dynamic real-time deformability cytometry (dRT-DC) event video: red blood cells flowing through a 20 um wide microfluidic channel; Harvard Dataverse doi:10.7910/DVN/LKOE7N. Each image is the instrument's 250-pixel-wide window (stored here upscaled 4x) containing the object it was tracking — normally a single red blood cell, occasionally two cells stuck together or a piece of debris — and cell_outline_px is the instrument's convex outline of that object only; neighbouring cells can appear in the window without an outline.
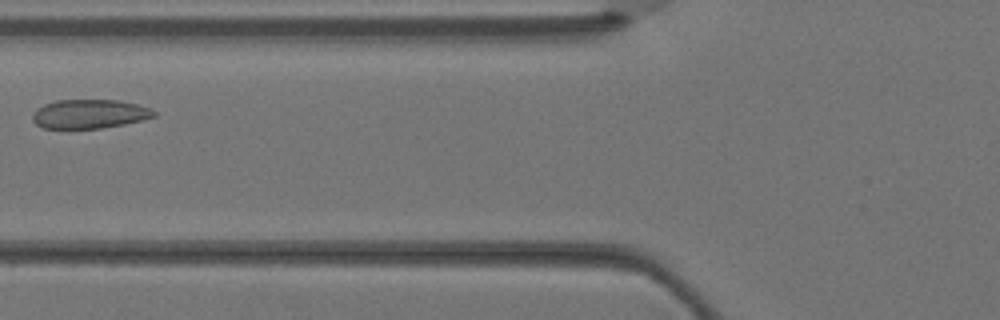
{"species": "Egyptian fruit bat (a non-hibernating species)", "species_latin": "Rousettus aegyptiacus", "temperature_condition": "warm", "stored_images_in_passage": 4, "camera_frame_rate_fps": 3000, "um_per_image_px": 0.085, "animal": {"sex": "female"}, "frame": {"image": 1, "passage_image": 4, "time_ms": 1.0, "image_size_px": [1000, 320], "cell_outline_px": [[156, 116], [124, 124], [104, 128], [68, 132], [44, 128], [36, 124], [32, 120], [32, 116], [36, 108], [44, 104], [56, 100], [120, 100], [136, 104], [148, 108], [156, 112]], "centroid_in_image_um": [7.52, 9.73], "position_along_channel_um": 118.3, "area_um2": 21.33}}